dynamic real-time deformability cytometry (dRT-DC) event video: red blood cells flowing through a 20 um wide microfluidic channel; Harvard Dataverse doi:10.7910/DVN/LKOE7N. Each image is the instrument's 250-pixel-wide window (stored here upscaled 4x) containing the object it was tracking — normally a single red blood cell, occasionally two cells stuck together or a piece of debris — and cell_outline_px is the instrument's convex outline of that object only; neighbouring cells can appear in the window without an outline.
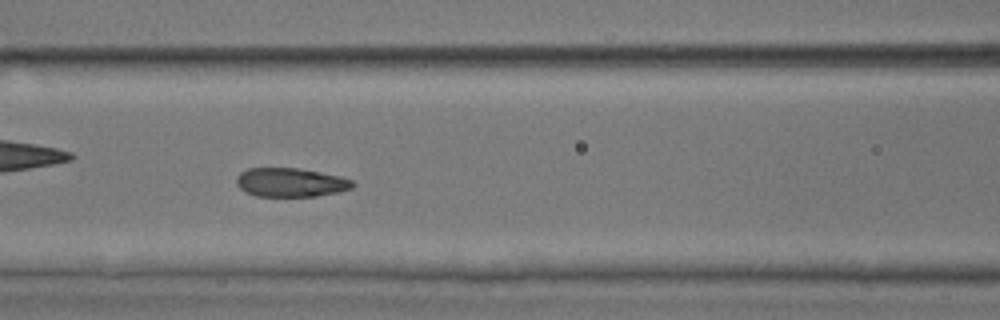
{"species": "common noctule bat (a hibernating species)", "species_latin": "Nyctalus noctula", "temperature_condition": "room temperature", "stored_images_in_passage": 52, "camera_frame_rate_fps": 3000, "um_per_image_px": 0.085, "animal": {"sex": "male", "body_mass_g": 17.9, "forearm_length_mm": 54.2}, "frame": {"image": 1, "passage_image": 23, "time_ms": 7.333, "image_size_px": [1000, 320], "cell_outline_px": [[356, 184], [352, 188], [336, 192], [316, 196], [256, 196], [240, 188], [236, 184], [236, 176], [240, 172], [248, 168], [296, 168], [320, 172], [340, 176], [352, 180]], "centroid_in_image_um": [24.69, 15.5], "position_along_channel_um": 141.9, "area_um2": 19.48}}
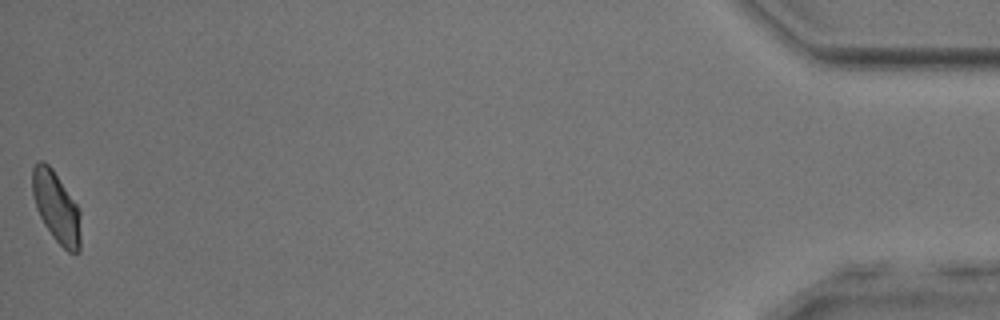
{"frame": {"image": 2, "passage_image": 52, "time_ms": 17.0, "image_size_px": [1000, 320], "cell_outline_px": [[80, 252], [68, 252], [52, 236], [44, 224], [36, 208], [32, 196], [32, 168], [36, 160], [44, 160], [52, 168], [76, 204], [80, 212]], "centroid_in_image_um": [4.76, 17.58], "position_along_channel_um": 430.4, "area_um2": 19.94}, "authors_computed_cell_mechanics": {"area_um2": 20.519, "velocity_mm_per_s": 3.9615, "shape_relaxation_time_tau1_ms": 3.5637, "shape_relaxation_time_tau2_ms": 0.8541, "deformation_change_tau1": 0.1059, "deformation_change_tau2": 0.0445}}